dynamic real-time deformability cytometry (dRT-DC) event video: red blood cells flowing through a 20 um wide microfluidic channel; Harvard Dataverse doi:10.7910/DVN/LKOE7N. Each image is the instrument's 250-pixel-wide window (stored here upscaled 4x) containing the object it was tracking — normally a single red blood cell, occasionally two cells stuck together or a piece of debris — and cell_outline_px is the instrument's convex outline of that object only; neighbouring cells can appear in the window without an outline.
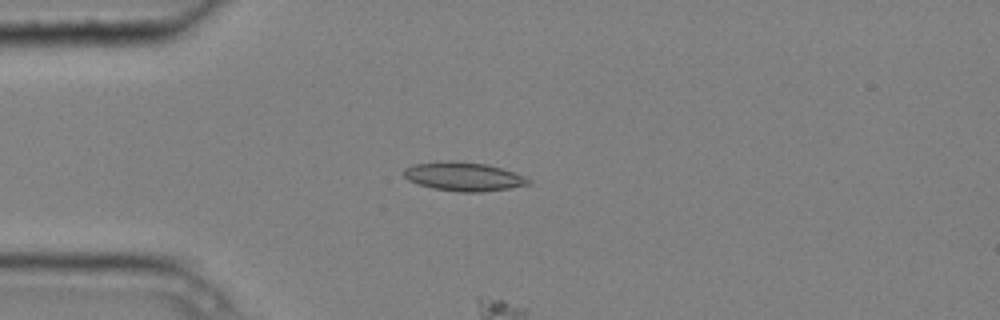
{"species": "common noctule bat (a hibernating species)", "species_latin": "Nyctalus noctula", "temperature_condition": "cold", "stored_images_in_passage": 6, "camera_frame_rate_fps": 3000, "um_per_image_px": 0.085, "animal": {"sex": "male", "body_mass_g": 20.4}, "frame": {"image": 1, "passage_image": 4, "time_ms": 1.0, "image_size_px": [1000, 320], "cell_outline_px": [[532, 184], [508, 188], [480, 192], [460, 192], [432, 188], [416, 184], [408, 180], [404, 176], [404, 168], [412, 164], [448, 160], [484, 164], [500, 168], [512, 172], [532, 180]], "centroid_in_image_um": [39.36, 15.01], "position_along_channel_um": 45.6, "area_um2": 20.81}}